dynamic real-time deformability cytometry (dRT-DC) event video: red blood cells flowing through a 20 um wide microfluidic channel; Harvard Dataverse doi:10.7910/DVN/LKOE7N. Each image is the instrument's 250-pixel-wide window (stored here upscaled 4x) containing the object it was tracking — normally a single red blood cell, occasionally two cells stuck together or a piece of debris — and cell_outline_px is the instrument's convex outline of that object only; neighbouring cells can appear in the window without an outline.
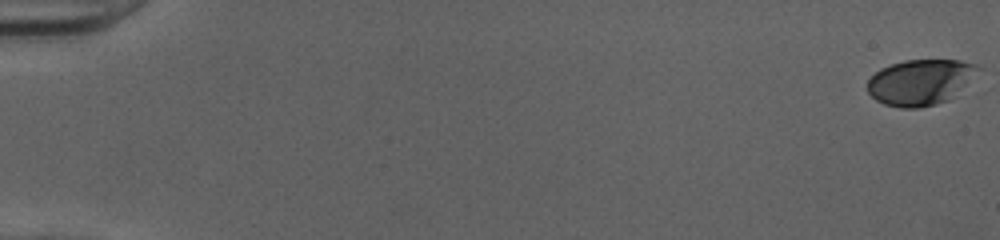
{"species": "human", "species_latin": "Homo sapiens", "temperature_condition": "cold", "stored_images_in_passage": 49, "camera_frame_rate_fps": 3000, "um_per_image_px": 0.085, "donor": {"sex": "female"}, "frame": {"image": 1, "passage_image": 1, "time_ms": 0.0, "image_size_px": [1000, 240], "cell_outline_px": [[984, 68], [948, 100], [936, 104], [916, 108], [900, 108], [884, 104], [876, 100], [868, 92], [868, 80], [880, 68], [904, 60], [960, 60], [976, 64]], "centroid_in_image_um": [78.25, 6.97], "position_along_channel_um": 6.8, "area_um2": 29.42}}
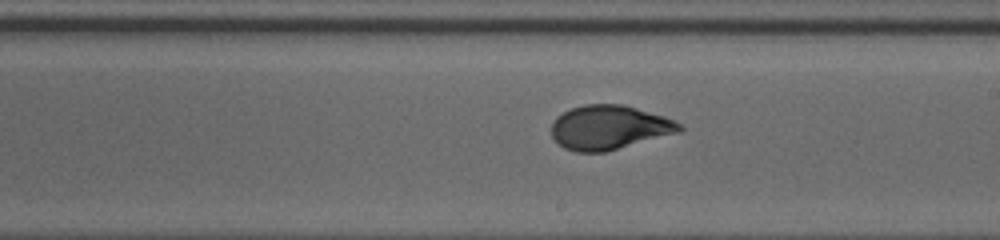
{"frame": {"image": 2, "passage_image": 32, "time_ms": 10.333, "image_size_px": [1000, 240], "cell_outline_px": [[684, 128], [680, 132], [604, 152], [576, 152], [564, 148], [552, 136], [552, 124], [556, 116], [572, 108], [584, 104], [624, 104], [664, 116], [680, 124]], "centroid_in_image_um": [51.78, 10.82], "position_along_channel_um": 237.2, "area_um2": 32.83}}
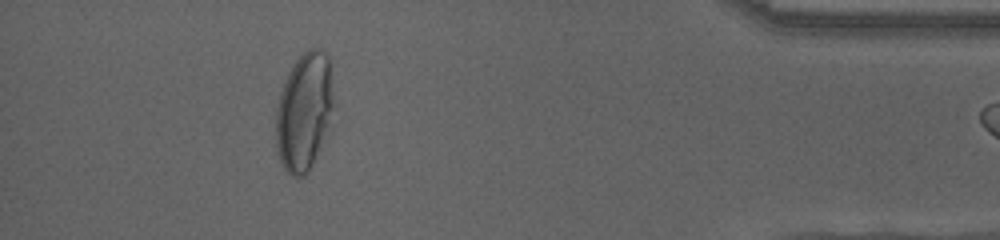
{"frame": {"image": 3, "passage_image": 48, "time_ms": 15.667, "image_size_px": [1000, 240], "cell_outline_px": [[332, 108], [328, 124], [312, 164], [308, 172], [304, 176], [292, 176], [284, 168], [280, 160], [276, 144], [276, 108], [280, 92], [292, 64], [308, 48], [320, 48], [328, 56], [332, 100]], "centroid_in_image_um": [25.81, 9.46], "position_along_channel_um": 409.4, "area_um2": 38.67}}